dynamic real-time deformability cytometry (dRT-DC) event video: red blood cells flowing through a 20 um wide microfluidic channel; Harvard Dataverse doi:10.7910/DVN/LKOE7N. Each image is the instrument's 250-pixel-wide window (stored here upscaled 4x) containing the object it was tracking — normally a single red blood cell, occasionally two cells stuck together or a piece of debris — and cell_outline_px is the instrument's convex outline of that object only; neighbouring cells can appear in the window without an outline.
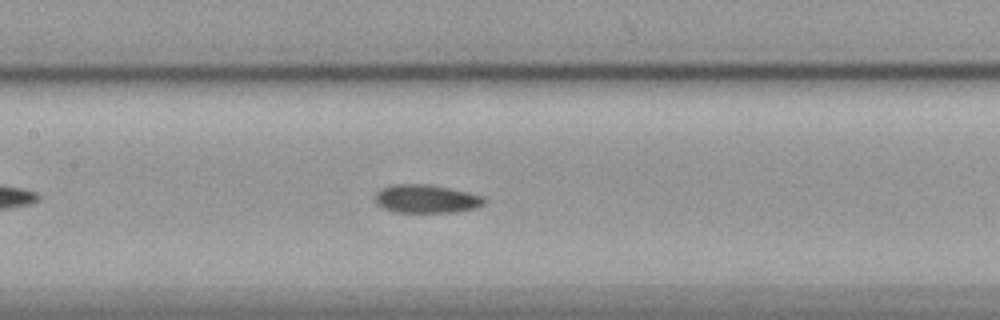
{"species": "common noctule bat (a hibernating species)", "species_latin": "Nyctalus noctula", "temperature_condition": "cold", "stored_images_in_passage": 46, "camera_frame_rate_fps": 3000, "um_per_image_px": 0.085, "animal": {"sex": "female", "body_mass_g": 19.9}, "frame": {"image": 1, "passage_image": 15, "time_ms": 4.667, "image_size_px": [1000, 320], "cell_outline_px": [[484, 204], [476, 208], [456, 212], [396, 212], [384, 208], [376, 200], [376, 192], [380, 188], [392, 184], [428, 184], [468, 192], [484, 196]], "centroid_in_image_um": [36.25, 16.89], "position_along_channel_um": 171.2, "area_um2": 17.92}}
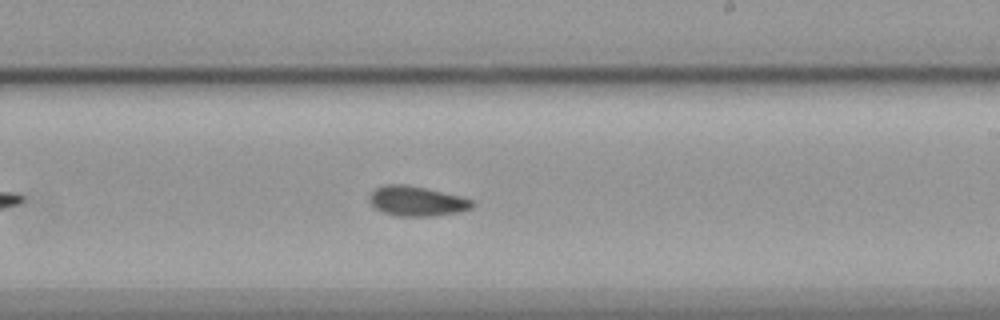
{"frame": {"image": 2, "passage_image": 22, "time_ms": 7.0, "image_size_px": [1000, 320], "cell_outline_px": [[476, 204], [472, 208], [460, 212], [432, 216], [396, 216], [384, 212], [376, 208], [368, 200], [368, 196], [376, 188], [384, 184], [408, 184], [460, 196], [472, 200]], "centroid_in_image_um": [35.43, 17.09], "position_along_channel_um": 253.6, "area_um2": 17.98}}
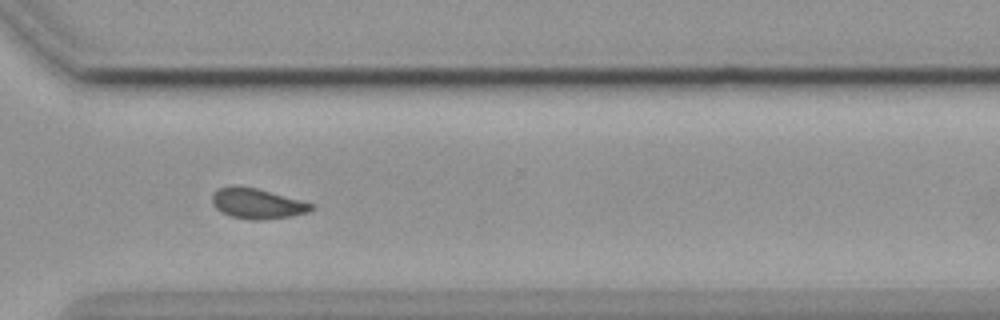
{"frame": {"image": 3, "passage_image": 30, "time_ms": 9.667, "image_size_px": [1000, 320], "cell_outline_px": [[316, 208], [308, 212], [292, 216], [264, 220], [248, 220], [232, 216], [220, 212], [212, 204], [212, 196], [220, 188], [232, 184], [236, 184], [256, 188], [316, 204]], "centroid_in_image_um": [21.88, 17.3], "position_along_channel_um": 348.7, "area_um2": 17.8}, "authors_computed_cell_mechanics": {"area_um2": 17.918, "velocity_mm_per_s": 3.5545, "shape_relaxation_time_tau1_ms": null, "shape_relaxation_time_tau2_ms": 4.8764, "deformation_change_tau1": null, "deformation_change_tau2": 0.1074}}